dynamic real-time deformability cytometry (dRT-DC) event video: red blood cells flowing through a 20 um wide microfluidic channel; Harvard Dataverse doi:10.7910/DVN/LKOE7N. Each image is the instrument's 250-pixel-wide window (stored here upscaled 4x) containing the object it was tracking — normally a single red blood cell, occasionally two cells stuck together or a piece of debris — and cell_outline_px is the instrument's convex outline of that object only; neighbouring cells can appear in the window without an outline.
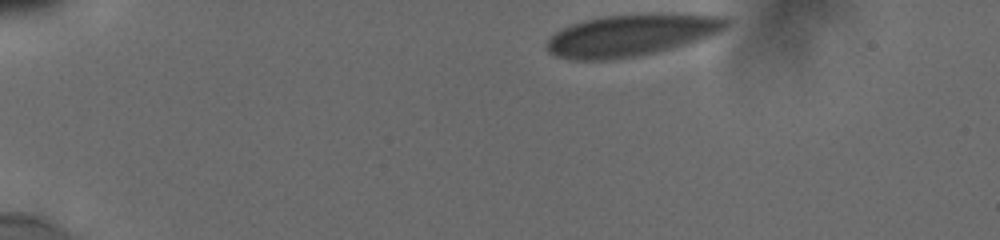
{"species": "human", "species_latin": "Homo sapiens", "temperature_condition": "cold", "stored_images_in_passage": 9, "camera_frame_rate_fps": 3000, "um_per_image_px": 0.085, "donor": {"sex": "male"}, "frame": {"image": 1, "passage_image": 1, "time_ms": 0.0, "image_size_px": [1000, 240], "cell_outline_px": [[728, 24], [720, 32], [700, 40], [672, 48], [640, 56], [608, 60], [572, 60], [556, 56], [548, 52], [544, 48], [544, 44], [548, 36], [560, 28], [584, 20], [600, 16], [724, 16], [728, 20]], "centroid_in_image_um": [53.51, 3.05], "position_along_channel_um": 31.5, "area_um2": 43.0}}